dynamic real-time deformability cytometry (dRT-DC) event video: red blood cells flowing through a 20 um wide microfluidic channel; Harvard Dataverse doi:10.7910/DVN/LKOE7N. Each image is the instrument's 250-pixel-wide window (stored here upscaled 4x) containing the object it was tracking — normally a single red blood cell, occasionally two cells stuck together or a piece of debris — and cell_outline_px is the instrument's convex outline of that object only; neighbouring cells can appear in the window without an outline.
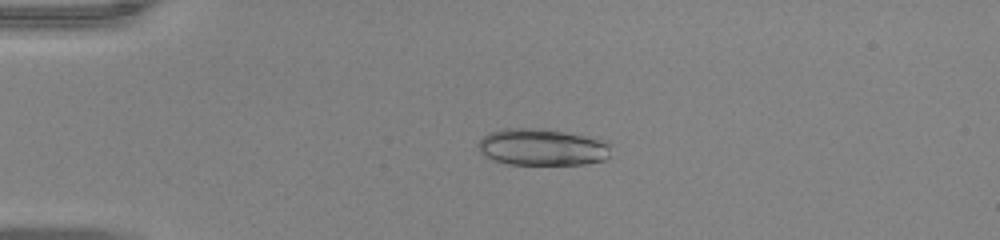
{"species": "common noctule bat (a hibernating species)", "species_latin": "Nyctalus noctula", "temperature_condition": "warm", "stored_images_in_passage": 5, "camera_frame_rate_fps": 3000, "um_per_image_px": 0.085, "animal": {"sex": "male", "body_mass_g": 20.0, "forearm_length_mm": 53.3}, "frame": {"image": 1, "passage_image": 1, "time_ms": 0.0, "image_size_px": [1000, 240], "cell_outline_px": [[596, 144], [592, 160], [576, 160], [496, 136], [516, 132], [548, 132], [572, 136], [588, 140]], "centroid_in_image_um": [47.22, 12.24], "position_along_channel_um": 37.8, "area_um2": 11.16}}